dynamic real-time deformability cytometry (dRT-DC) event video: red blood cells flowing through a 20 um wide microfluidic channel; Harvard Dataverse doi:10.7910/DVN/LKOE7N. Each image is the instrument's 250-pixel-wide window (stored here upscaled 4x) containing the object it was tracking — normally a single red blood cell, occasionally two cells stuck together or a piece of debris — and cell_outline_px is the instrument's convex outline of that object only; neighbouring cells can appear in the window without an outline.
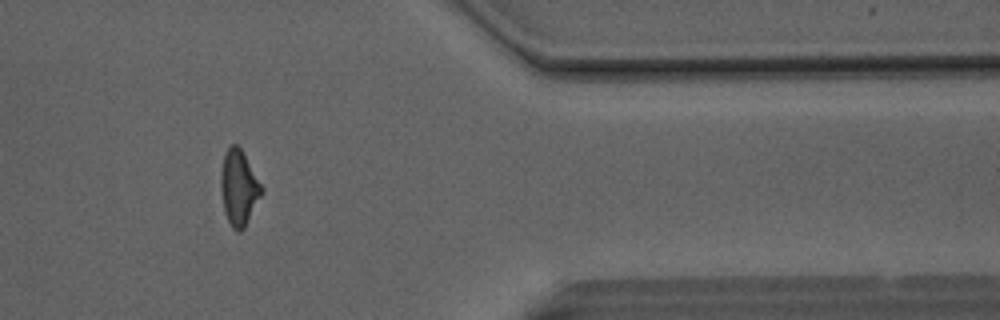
{"species": "Egyptian fruit bat (a non-hibernating species)", "species_latin": "Rousettus aegyptiacus", "temperature_condition": "room temperature", "stored_images_in_passage": 32, "camera_frame_rate_fps": 3000, "um_per_image_px": 0.085, "animal": {"sex": "male"}, "frame": {"image": 1, "passage_image": 28, "time_ms": 9.0, "image_size_px": [1000, 320], "cell_outline_px": [[264, 192], [244, 228], [240, 232], [236, 232], [232, 228], [224, 212], [220, 188], [220, 176], [224, 152], [232, 144], [236, 144], [244, 152], [264, 188]], "centroid_in_image_um": [20.31, 15.95], "position_along_channel_um": 391.1, "area_um2": 18.26}}